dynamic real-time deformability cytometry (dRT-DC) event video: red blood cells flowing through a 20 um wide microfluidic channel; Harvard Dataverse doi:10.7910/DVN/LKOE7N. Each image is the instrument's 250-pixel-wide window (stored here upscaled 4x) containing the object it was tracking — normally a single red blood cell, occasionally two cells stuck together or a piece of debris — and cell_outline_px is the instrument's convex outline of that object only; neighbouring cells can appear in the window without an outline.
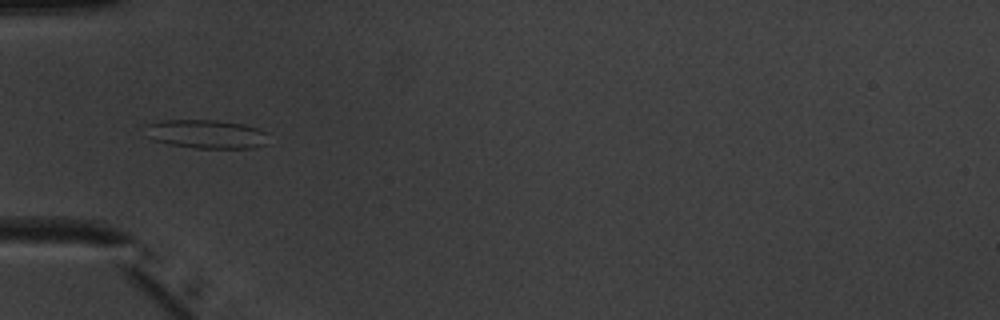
{"species": "common noctule bat (a hibernating species)", "species_latin": "Nyctalus noctula", "temperature_condition": "warm", "stored_images_in_passage": 36, "segment_of_instrument_passage": [1, 2], "camera_frame_rate_fps": 3000, "um_per_image_px": 0.085, "animal": {"sex": "male", "body_mass_g": 20.1, "forearm_length_mm": 53.5}, "frame": {"image": 1, "passage_image": 7, "time_ms": 2.0, "image_size_px": [1000, 320], "cell_outline_px": [[268, 144], [252, 148], [196, 148], [168, 144], [152, 140], [144, 136], [144, 124], [160, 120], [216, 120], [244, 124], [268, 132]], "centroid_in_image_um": [17.49, 11.39], "position_along_channel_um": 67.5, "area_um2": 21.15}}
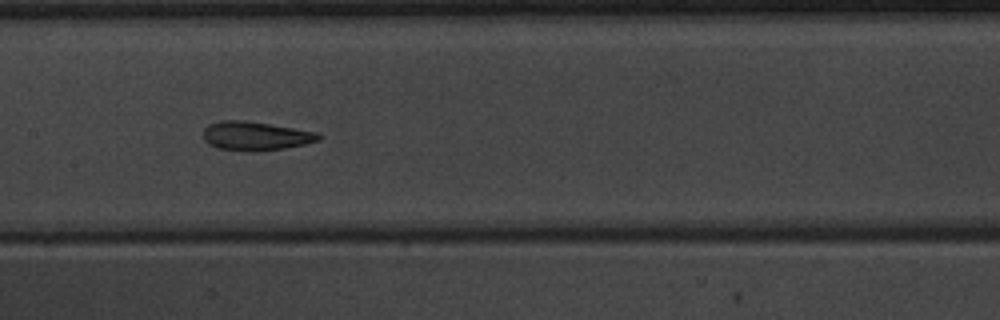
{"frame": {"image": 2, "passage_image": 16, "time_ms": 5.0, "image_size_px": [1000, 320], "cell_outline_px": [[320, 140], [304, 144], [284, 148], [216, 148], [208, 144], [204, 140], [204, 128], [208, 124], [220, 120], [244, 120], [316, 132], [320, 136]], "centroid_in_image_um": [21.68, 11.5], "position_along_channel_um": 185.7, "area_um2": 18.32}}
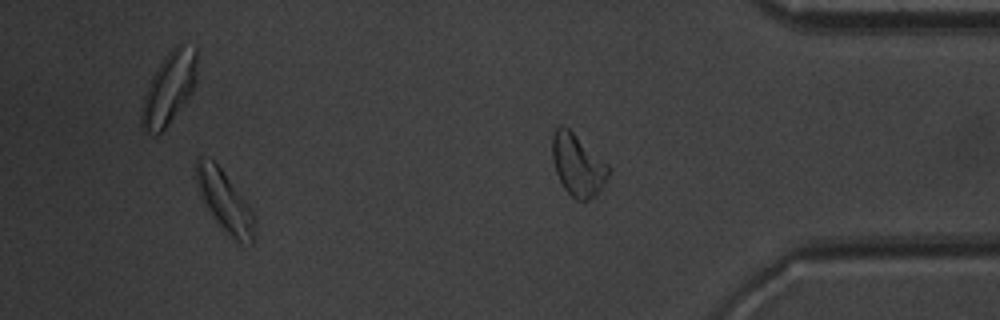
{"frame": {"image": 3, "passage_image": 32, "time_ms": 10.333, "image_size_px": [1000, 320], "cell_outline_px": [[256, 240], [252, 244], [240, 244], [228, 236], [200, 200], [196, 180], [196, 156], [200, 156], [212, 160], [220, 168], [256, 216]], "centroid_in_image_um": [19.12, 17.2], "position_along_channel_um": 416.1, "area_um2": 20.92}}